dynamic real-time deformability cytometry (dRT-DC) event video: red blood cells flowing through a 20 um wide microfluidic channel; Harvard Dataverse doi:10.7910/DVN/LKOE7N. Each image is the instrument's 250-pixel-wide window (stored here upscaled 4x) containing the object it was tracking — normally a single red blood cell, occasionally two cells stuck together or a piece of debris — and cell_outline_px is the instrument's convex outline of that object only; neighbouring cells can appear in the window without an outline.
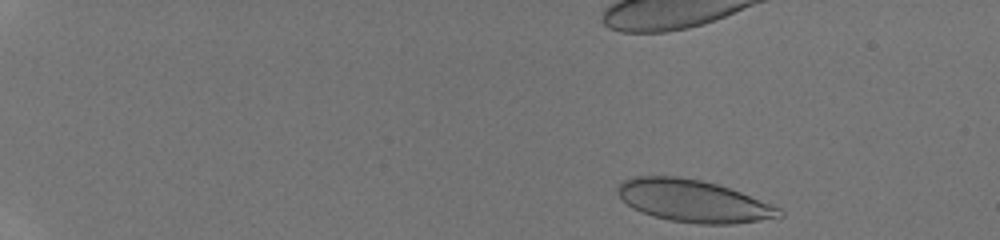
{"species": "human", "species_latin": "Homo sapiens", "temperature_condition": "room temperature", "stored_images_in_passage": 36, "camera_frame_rate_fps": 3000, "um_per_image_px": 0.085, "donor": {"sex": "male"}, "frame": {"image": 1, "passage_image": 1, "time_ms": 0.0, "image_size_px": [1000, 240], "cell_outline_px": [[784, 216], [732, 224], [700, 224], [672, 220], [652, 216], [640, 212], [632, 208], [616, 192], [616, 188], [620, 180], [636, 176], [680, 176], [700, 180], [716, 184], [740, 192], [780, 208], [784, 212]], "centroid_in_image_um": [58.88, 17.07], "position_along_channel_um": 26.1, "area_um2": 39.59}}